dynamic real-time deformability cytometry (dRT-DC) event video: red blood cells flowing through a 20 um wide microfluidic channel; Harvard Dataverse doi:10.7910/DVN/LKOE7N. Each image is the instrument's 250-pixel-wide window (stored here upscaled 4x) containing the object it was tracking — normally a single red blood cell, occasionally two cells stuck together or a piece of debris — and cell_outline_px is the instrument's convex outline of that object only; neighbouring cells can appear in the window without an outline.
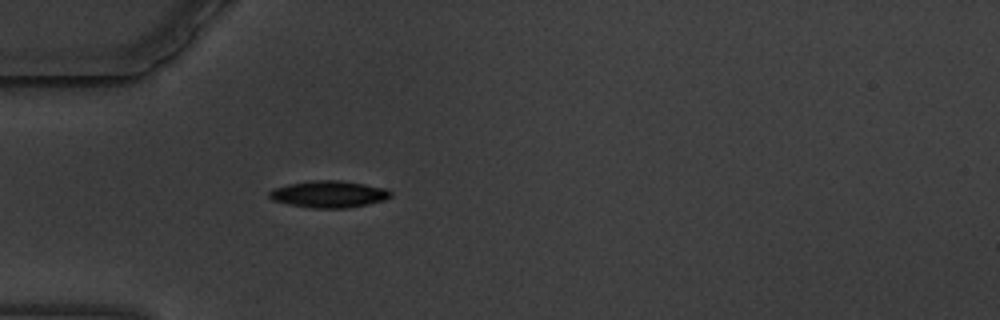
{"species": "common noctule bat (a hibernating species)", "species_latin": "Nyctalus noctula", "temperature_condition": "warm", "stored_images_in_passage": 43, "camera_frame_rate_fps": 3000, "um_per_image_px": 0.085, "animal": {"sex": "male", "body_mass_g": 19.5, "forearm_length_mm": 54.6}, "frame": {"image": 1, "passage_image": 1, "time_ms": 0.0, "image_size_px": [1000, 320], "cell_outline_px": [[392, 196], [384, 200], [368, 204], [348, 208], [312, 208], [288, 204], [272, 200], [268, 196], [268, 192], [272, 188], [288, 184], [316, 180], [340, 180], [364, 184], [384, 188], [392, 192]], "centroid_in_image_um": [27.93, 16.5], "position_along_channel_um": 57.1, "area_um2": 19.02}}
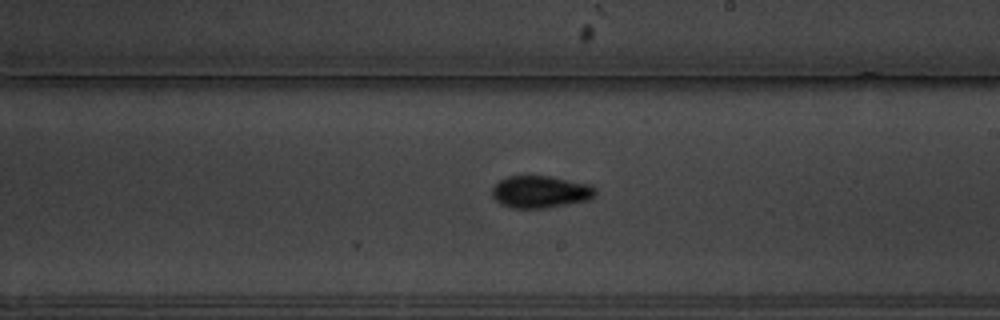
{"frame": {"image": 2, "passage_image": 18, "time_ms": 5.667, "image_size_px": [1000, 320], "cell_outline_px": [[596, 196], [592, 200], [548, 208], [512, 208], [500, 204], [492, 196], [492, 188], [500, 180], [508, 176], [552, 176], [592, 184], [596, 188]], "centroid_in_image_um": [46.01, 16.31], "position_along_channel_um": 243.0, "area_um2": 19.83}}
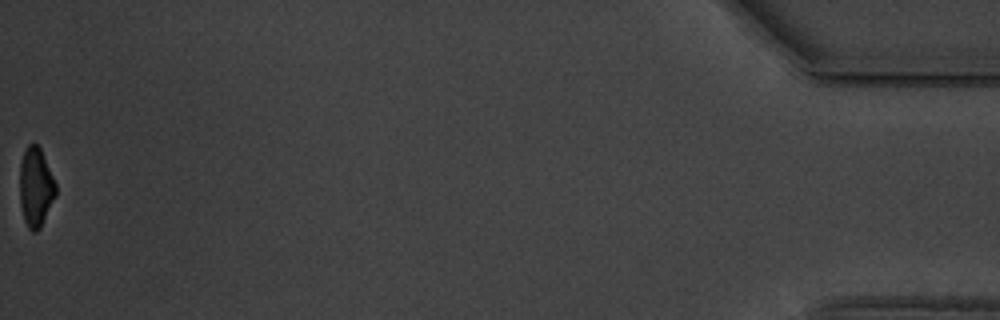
{"frame": {"image": 3, "passage_image": 43, "time_ms": 14.0, "image_size_px": [1000, 320], "cell_outline_px": [[56, 196], [40, 228], [36, 232], [32, 232], [28, 228], [24, 220], [20, 204], [20, 164], [24, 152], [28, 144], [36, 144], [40, 148], [56, 184]], "centroid_in_image_um": [3.03, 15.94], "position_along_channel_um": 432.2, "area_um2": 16.53}, "authors_computed_cell_mechanics": {"area_um2": 19.0162, "velocity_mm_per_s": 3.3995, "shape_relaxation_time_tau1_ms": 3.6431, "shape_relaxation_time_tau2_ms": 2.2553, "deformation_change_tau1": 0.1472, "deformation_change_tau2": 0.0641}}